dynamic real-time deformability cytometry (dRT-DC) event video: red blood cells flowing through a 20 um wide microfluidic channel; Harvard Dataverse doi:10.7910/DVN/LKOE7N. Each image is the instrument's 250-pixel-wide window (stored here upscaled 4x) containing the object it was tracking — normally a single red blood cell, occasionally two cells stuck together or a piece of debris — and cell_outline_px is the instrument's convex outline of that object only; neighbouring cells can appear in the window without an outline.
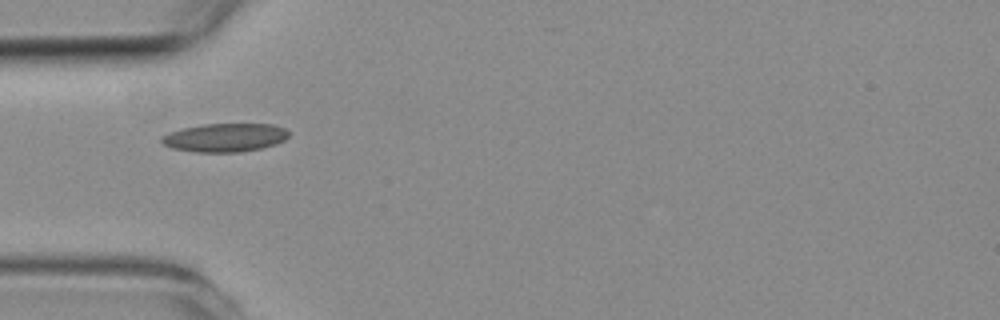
{"species": "common noctule bat (a hibernating species)", "species_latin": "Nyctalus noctula", "temperature_condition": "room temperature", "stored_images_in_passage": 4, "camera_frame_rate_fps": 3000, "um_per_image_px": 0.085, "animal": {"sex": "female", "body_mass_g": 19.3, "forearm_length_mm": 54.1}, "frame": {"image": 1, "passage_image": 1, "time_ms": 0.0, "image_size_px": [1000, 320], "cell_outline_px": [[288, 136], [284, 140], [276, 144], [264, 148], [240, 152], [196, 152], [172, 148], [164, 144], [160, 140], [160, 136], [168, 132], [184, 128], [204, 124], [272, 124], [284, 128], [288, 132]], "centroid_in_image_um": [19.11, 11.7], "position_along_channel_um": 65.9, "area_um2": 21.15}}
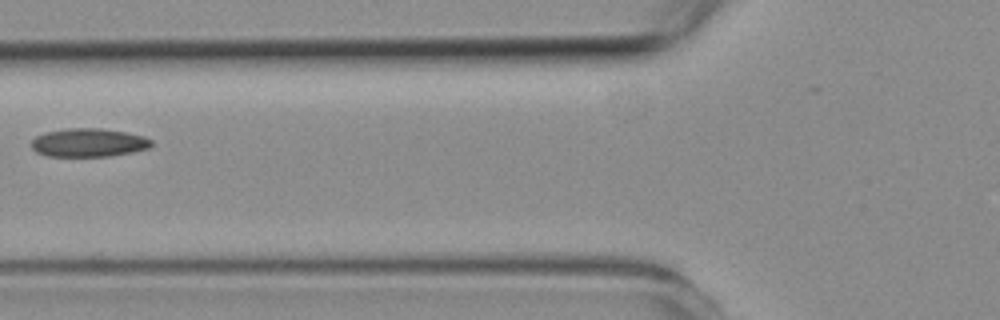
{"frame": {"image": 2, "passage_image": 2, "time_ms": 1.333, "image_size_px": [1000, 320], "cell_outline_px": [[152, 144], [148, 148], [132, 152], [108, 156], [48, 156], [36, 152], [32, 148], [32, 140], [36, 136], [48, 132], [68, 128], [100, 128], [124, 132], [144, 136], [152, 140]], "centroid_in_image_um": [7.53, 12.12], "position_along_channel_um": 118.3, "area_um2": 19.71}}
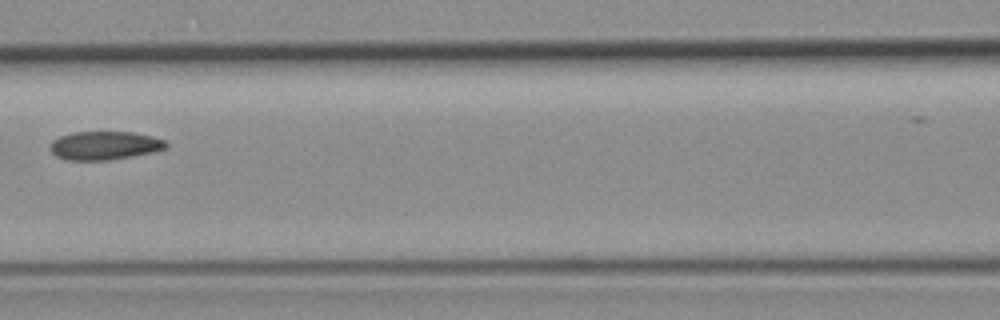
{"frame": {"image": 3, "passage_image": 3, "time_ms": 2.333, "image_size_px": [1000, 320], "cell_outline_px": [[168, 148], [152, 152], [112, 160], [68, 160], [56, 156], [52, 152], [52, 140], [60, 136], [72, 132], [132, 132], [152, 136], [164, 140], [168, 144]], "centroid_in_image_um": [8.92, 12.37], "position_along_channel_um": 157.7, "area_um2": 19.19}}